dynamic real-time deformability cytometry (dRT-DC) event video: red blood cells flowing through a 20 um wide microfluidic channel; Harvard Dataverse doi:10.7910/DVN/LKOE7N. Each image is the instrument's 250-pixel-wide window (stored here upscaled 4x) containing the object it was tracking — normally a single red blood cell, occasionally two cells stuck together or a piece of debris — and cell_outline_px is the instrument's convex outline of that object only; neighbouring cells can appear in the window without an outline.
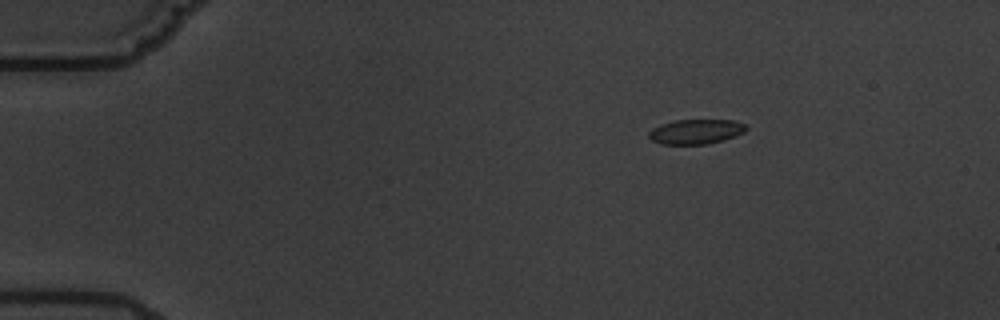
{"species": "common noctule bat (a hibernating species)", "species_latin": "Nyctalus noctula", "temperature_condition": "warm", "stored_images_in_passage": 4, "camera_frame_rate_fps": 3000, "um_per_image_px": 0.085, "animal": {"sex": "male", "body_mass_g": 19.5, "forearm_length_mm": 54.6}, "frame": {"image": 1, "passage_image": 1, "time_ms": 0.0, "image_size_px": [1000, 320], "cell_outline_px": [[748, 128], [744, 132], [724, 140], [708, 144], [660, 144], [652, 140], [648, 136], [648, 132], [652, 128], [660, 124], [676, 120], [732, 120], [744, 124]], "centroid_in_image_um": [59.13, 11.19], "position_along_channel_um": 25.9, "area_um2": 14.05}}
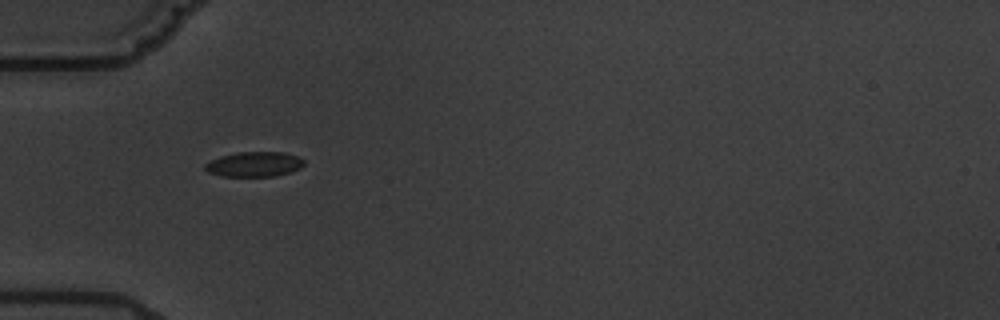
{"frame": {"image": 2, "passage_image": 4, "time_ms": 3.333, "image_size_px": [1000, 320], "cell_outline_px": [[304, 164], [300, 168], [292, 172], [272, 176], [220, 176], [208, 172], [204, 168], [204, 164], [220, 156], [236, 152], [284, 152], [296, 156], [304, 160]], "centroid_in_image_um": [21.6, 13.96], "position_along_channel_um": 63.4, "area_um2": 14.39}}